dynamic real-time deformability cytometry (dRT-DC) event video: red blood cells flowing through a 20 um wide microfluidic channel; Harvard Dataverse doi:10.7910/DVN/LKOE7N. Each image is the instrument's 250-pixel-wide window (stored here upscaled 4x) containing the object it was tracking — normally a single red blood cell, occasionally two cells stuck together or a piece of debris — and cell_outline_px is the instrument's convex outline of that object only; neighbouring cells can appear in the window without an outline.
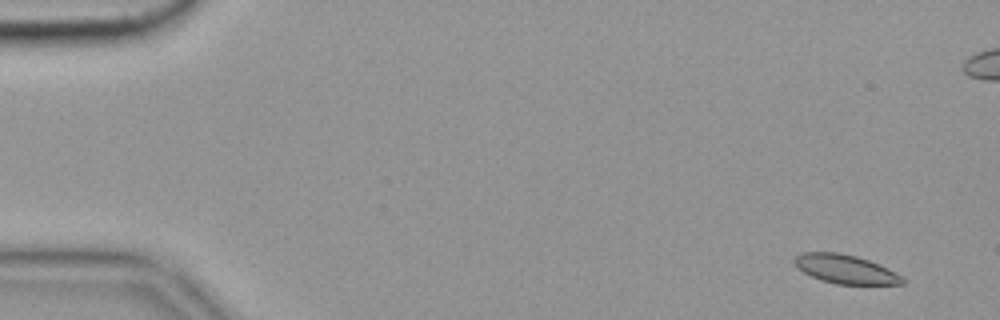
{"species": "common noctule bat (a hibernating species)", "species_latin": "Nyctalus noctula", "temperature_condition": "cold", "stored_images_in_passage": 7, "camera_frame_rate_fps": 3000, "um_per_image_px": 0.085, "animal": {"sex": "female", "body_mass_g": 19.9}, "frame": {"image": 1, "passage_image": 4, "time_ms": 1.0, "image_size_px": [1000, 320], "cell_outline_px": [[908, 280], [904, 284], [836, 284], [820, 280], [804, 272], [792, 260], [796, 256], [804, 252], [840, 252], [856, 256], [880, 264], [896, 272]], "centroid_in_image_um": [71.92, 22.88], "position_along_channel_um": 13.1, "area_um2": 18.21}}